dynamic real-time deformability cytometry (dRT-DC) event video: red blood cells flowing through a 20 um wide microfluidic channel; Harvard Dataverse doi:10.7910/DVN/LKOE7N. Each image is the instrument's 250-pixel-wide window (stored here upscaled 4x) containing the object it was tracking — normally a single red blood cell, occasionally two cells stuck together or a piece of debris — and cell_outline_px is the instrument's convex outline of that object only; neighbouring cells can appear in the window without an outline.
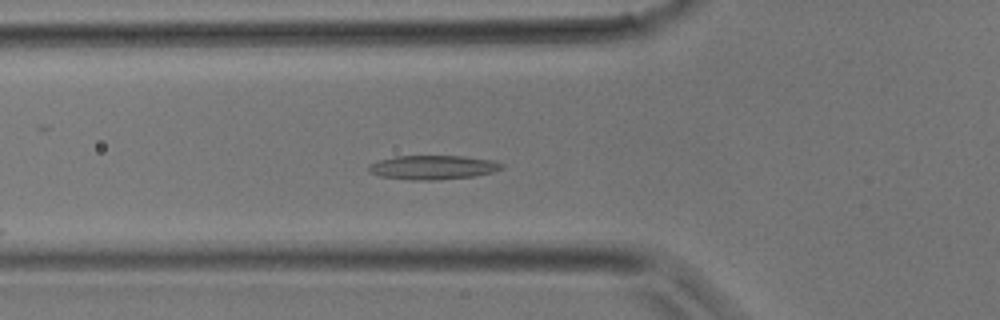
{"species": "common noctule bat (a hibernating species)", "species_latin": "Nyctalus noctula", "temperature_condition": "room temperature", "stored_images_in_passage": 16, "camera_frame_rate_fps": 3000, "um_per_image_px": 0.085, "animal": {"sex": "male", "body_mass_g": 17.9}, "frame": {"image": 1, "passage_image": 13, "time_ms": 4.0, "image_size_px": [1000, 320], "cell_outline_px": [[504, 168], [492, 172], [472, 176], [436, 180], [412, 180], [380, 176], [368, 172], [368, 164], [380, 160], [396, 156], [464, 156], [492, 160], [504, 164]], "centroid_in_image_um": [36.78, 14.22], "position_along_channel_um": 89.0, "area_um2": 18.67}}
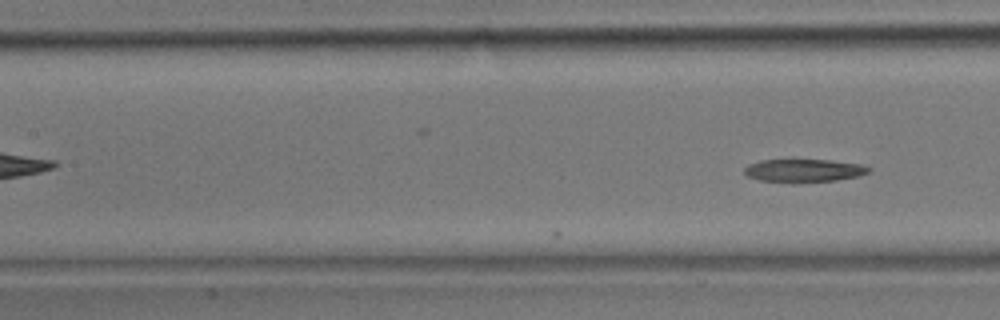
{"frame": {"image": 2, "passage_image": 16, "time_ms": 5.0, "image_size_px": [1000, 320], "cell_outline_px": [[872, 168], [868, 172], [860, 176], [836, 180], [760, 180], [748, 176], [744, 172], [744, 168], [748, 164], [760, 160], [832, 160], [860, 164]], "centroid_in_image_um": [68.36, 14.45], "position_along_channel_um": 139.0, "area_um2": 15.9}}